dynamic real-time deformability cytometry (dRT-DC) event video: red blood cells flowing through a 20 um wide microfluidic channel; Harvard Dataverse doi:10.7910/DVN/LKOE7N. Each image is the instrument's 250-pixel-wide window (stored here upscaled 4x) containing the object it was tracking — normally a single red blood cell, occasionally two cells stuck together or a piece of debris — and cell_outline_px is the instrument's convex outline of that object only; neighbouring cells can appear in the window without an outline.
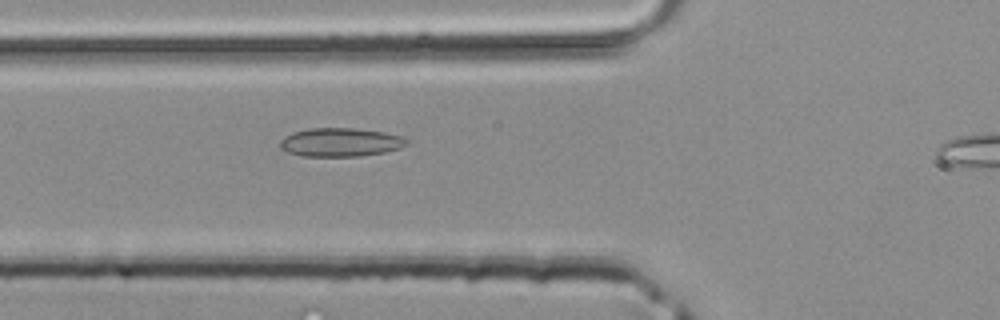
{"species": "common noctule bat (a hibernating species)", "species_latin": "Nyctalus noctula", "temperature_condition": "room temperature", "stored_images_in_passage": 29, "camera_frame_rate_fps": 3000, "um_per_image_px": 0.085, "animal": {"sex": "male", "body_mass_g": 20.4}, "frame": {"image": 1, "passage_image": 6, "time_ms": 1.667, "image_size_px": [1000, 320], "cell_outline_px": [[392, 148], [376, 152], [344, 156], [312, 156], [292, 152], [284, 148], [284, 140], [288, 136], [296, 132], [320, 128], [340, 128], [376, 132], [392, 136]], "centroid_in_image_um": [28.64, 12.09], "position_along_channel_um": 97.2, "area_um2": 17.86}}
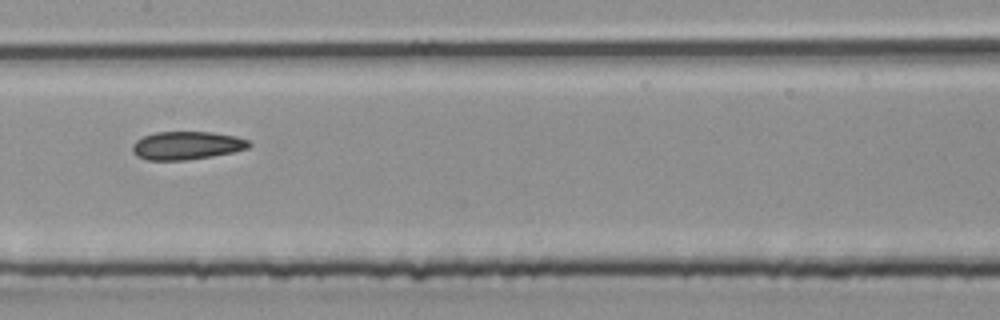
{"frame": {"image": 2, "passage_image": 12, "time_ms": 3.667, "image_size_px": [1000, 320], "cell_outline_px": [[248, 144], [244, 148], [228, 152], [204, 156], [172, 160], [152, 160], [140, 156], [136, 152], [136, 144], [140, 140], [148, 136], [164, 132], [204, 132], [228, 136], [244, 140]], "centroid_in_image_um": [15.83, 12.36], "position_along_channel_um": 191.6, "area_um2": 17.05}}
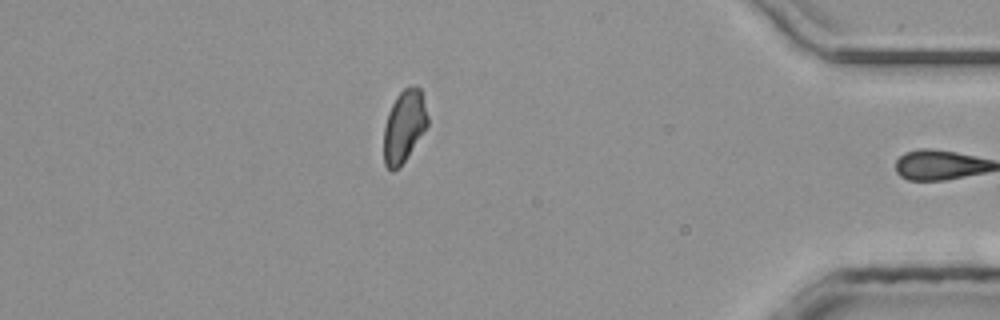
{"frame": {"image": 3, "passage_image": 28, "time_ms": 9.0, "image_size_px": [1000, 320], "cell_outline_px": [[428, 124], [404, 160], [396, 168], [388, 168], [384, 160], [384, 132], [388, 116], [400, 92], [408, 88], [420, 88], [428, 120]], "centroid_in_image_um": [34.35, 10.74], "position_along_channel_um": 400.8, "area_um2": 17.11}}